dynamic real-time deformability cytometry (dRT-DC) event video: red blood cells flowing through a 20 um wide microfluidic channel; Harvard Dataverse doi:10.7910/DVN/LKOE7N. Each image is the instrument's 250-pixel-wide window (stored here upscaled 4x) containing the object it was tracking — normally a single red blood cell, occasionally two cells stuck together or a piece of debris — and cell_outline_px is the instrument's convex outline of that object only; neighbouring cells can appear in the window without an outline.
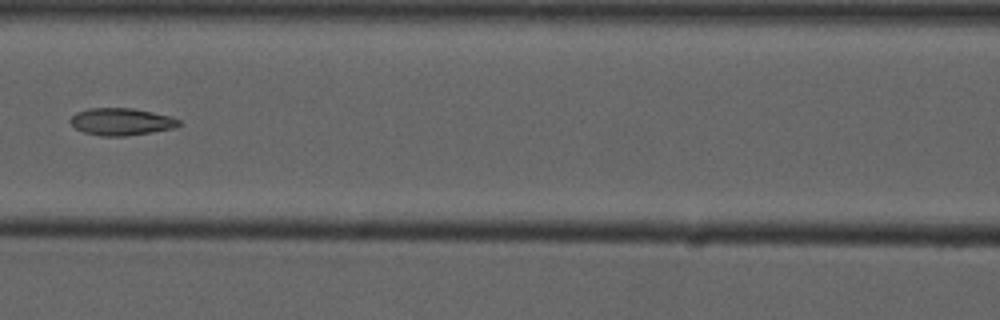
{"species": "common noctule bat (a hibernating species)", "species_latin": "Nyctalus noctula", "temperature_condition": "cold", "stored_images_in_passage": 9, "camera_frame_rate_fps": 3000, "um_per_image_px": 0.085, "animal": {"sex": "male", "forearm_length_mm": 52.5}, "frame": {"image": 1, "passage_image": 6, "time_ms": 5.667, "image_size_px": [1000, 320], "cell_outline_px": [[184, 124], [176, 128], [152, 132], [124, 136], [100, 136], [84, 132], [76, 128], [68, 120], [76, 112], [88, 108], [132, 108], [172, 116], [180, 120]], "centroid_in_image_um": [10.35, 10.34], "position_along_channel_um": 156.2, "area_um2": 17.4}}
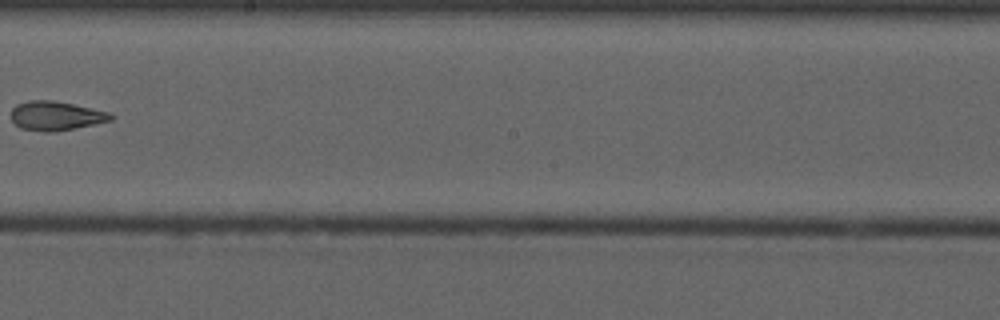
{"frame": {"image": 2, "passage_image": 8, "time_ms": 8.0, "image_size_px": [1000, 320], "cell_outline_px": [[116, 116], [112, 120], [52, 132], [44, 132], [20, 128], [12, 120], [12, 108], [16, 104], [32, 100], [52, 100], [112, 112]], "centroid_in_image_um": [4.77, 9.84], "position_along_channel_um": 243.4, "area_um2": 16.82}}
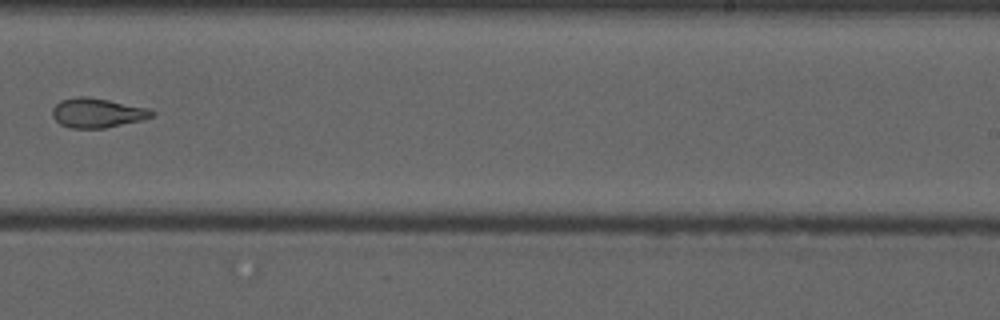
{"frame": {"image": 3, "passage_image": 9, "time_ms": 9.0, "image_size_px": [1000, 320], "cell_outline_px": [[156, 112], [152, 116], [140, 120], [104, 128], [72, 128], [60, 124], [52, 116], [52, 108], [60, 100], [76, 96], [88, 96], [148, 108]], "centroid_in_image_um": [8.23, 9.58], "position_along_channel_um": 280.8, "area_um2": 16.99}}